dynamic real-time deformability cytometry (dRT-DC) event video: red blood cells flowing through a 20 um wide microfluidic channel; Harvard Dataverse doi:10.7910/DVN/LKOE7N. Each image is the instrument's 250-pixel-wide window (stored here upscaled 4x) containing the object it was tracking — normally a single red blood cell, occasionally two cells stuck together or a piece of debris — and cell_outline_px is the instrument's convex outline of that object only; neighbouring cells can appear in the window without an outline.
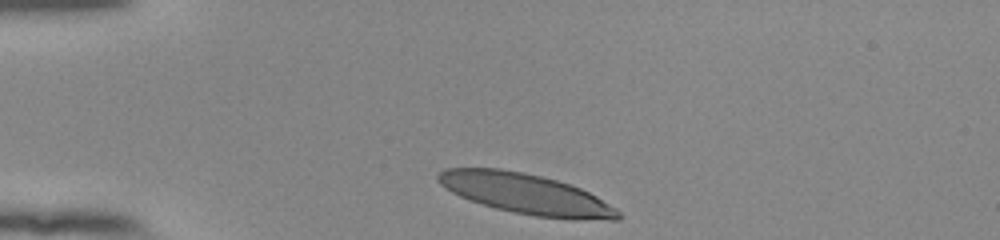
{"species": "human", "species_latin": "Homo sapiens", "temperature_condition": "room temperature", "stored_images_in_passage": 33, "camera_frame_rate_fps": 3000, "um_per_image_px": 0.085, "donor": {"sex": "female"}, "frame": {"image": 1, "passage_image": 1, "time_ms": 0.0, "image_size_px": [1000, 240], "cell_outline_px": [[624, 216], [620, 220], [608, 220], [536, 216], [512, 212], [496, 208], [460, 196], [452, 192], [440, 184], [436, 180], [436, 176], [444, 168], [500, 168], [524, 172], [556, 180], [580, 188], [596, 196], [616, 208]], "centroid_in_image_um": [44.7, 16.46], "position_along_channel_um": 40.3, "area_um2": 41.85}}
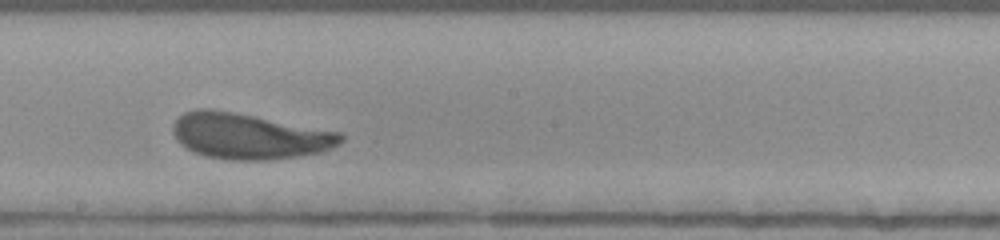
{"frame": {"image": 2, "passage_image": 19, "time_ms": 6.0, "image_size_px": [1000, 240], "cell_outline_px": [[344, 140], [332, 148], [320, 152], [296, 156], [268, 160], [232, 160], [204, 156], [180, 144], [176, 140], [172, 132], [172, 124], [184, 112], [200, 108], [208, 108], [232, 112], [340, 132], [344, 136]], "centroid_in_image_um": [21.14, 11.57], "position_along_channel_um": 227.1, "area_um2": 44.45}}
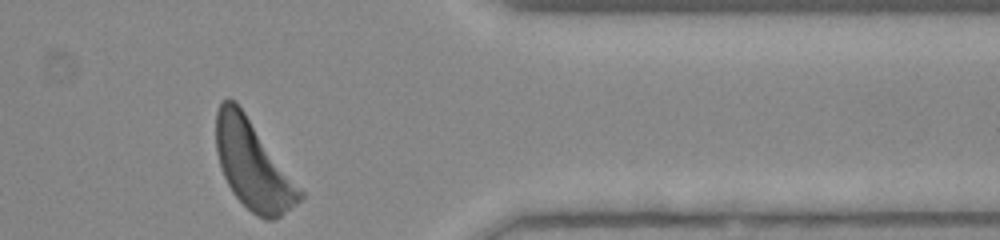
{"frame": {"image": 3, "passage_image": 33, "time_ms": 10.667, "image_size_px": [1000, 240], "cell_outline_px": [[304, 196], [300, 200], [280, 216], [272, 220], [264, 220], [256, 216], [232, 192], [224, 176], [216, 152], [216, 112], [220, 104], [228, 96], [236, 100], [304, 192]], "centroid_in_image_um": [21.49, 14.0], "position_along_channel_um": 389.9, "area_um2": 42.89}, "authors_computed_cell_mechanics": {"area_um2": 43.5234, "velocity_mm_per_s": 3.7942, "shape_relaxation_time_tau1_ms": 2.8616, "shape_relaxation_time_tau2_ms": 1.6656, "deformation_change_tau1": 0.1862, "deformation_change_tau2": 0.1037}}